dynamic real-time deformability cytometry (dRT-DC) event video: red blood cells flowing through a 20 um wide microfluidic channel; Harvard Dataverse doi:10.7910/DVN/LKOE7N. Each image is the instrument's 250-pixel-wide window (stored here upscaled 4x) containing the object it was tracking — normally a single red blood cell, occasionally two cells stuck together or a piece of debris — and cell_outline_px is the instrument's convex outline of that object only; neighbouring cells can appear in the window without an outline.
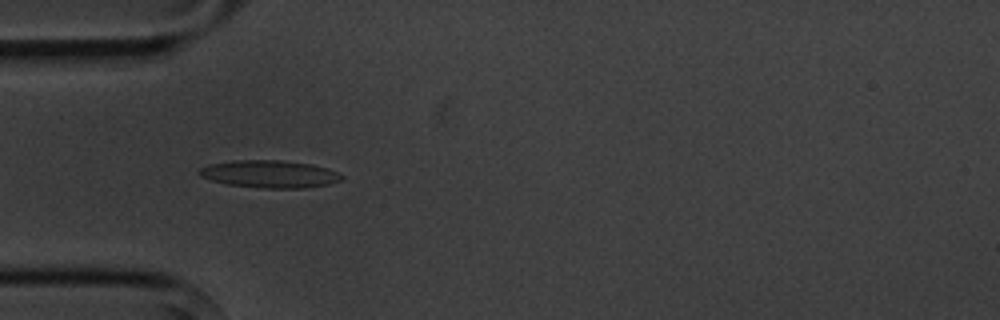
{"species": "common noctule bat (a hibernating species)", "species_latin": "Nyctalus noctula", "temperature_condition": "cold", "stored_images_in_passage": 5, "camera_frame_rate_fps": 3000, "um_per_image_px": 0.085, "animal": {"sex": "male", "body_mass_g": 20.1, "forearm_length_mm": 53.5}, "frame": {"image": 1, "passage_image": 4, "time_ms": 4.667, "image_size_px": [1000, 320], "cell_outline_px": [[344, 180], [328, 184], [304, 188], [264, 188], [228, 184], [212, 180], [200, 176], [196, 172], [200, 168], [212, 164], [232, 160], [280, 160], [312, 164], [328, 168], [344, 176]], "centroid_in_image_um": [22.95, 14.79], "position_along_channel_um": 62.1, "area_um2": 22.77}}
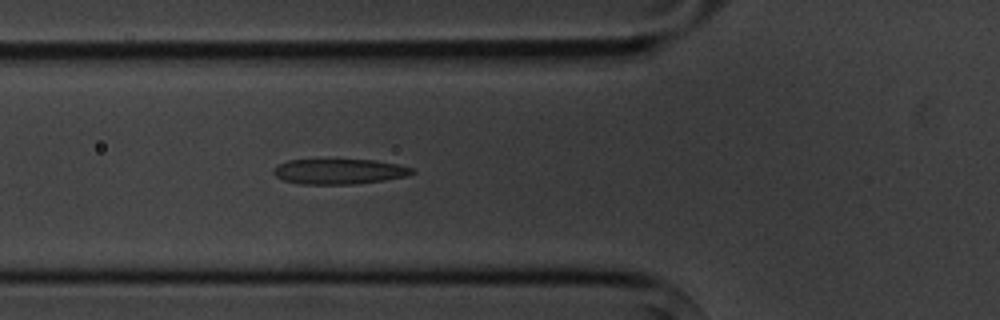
{"frame": {"image": 2, "passage_image": 5, "time_ms": 5.667, "image_size_px": [1000, 320], "cell_outline_px": [[416, 172], [408, 176], [384, 180], [352, 184], [300, 184], [284, 180], [276, 176], [272, 172], [276, 164], [288, 160], [376, 160], [416, 168]], "centroid_in_image_um": [28.85, 14.57], "position_along_channel_um": 96.9, "area_um2": 20.46}}